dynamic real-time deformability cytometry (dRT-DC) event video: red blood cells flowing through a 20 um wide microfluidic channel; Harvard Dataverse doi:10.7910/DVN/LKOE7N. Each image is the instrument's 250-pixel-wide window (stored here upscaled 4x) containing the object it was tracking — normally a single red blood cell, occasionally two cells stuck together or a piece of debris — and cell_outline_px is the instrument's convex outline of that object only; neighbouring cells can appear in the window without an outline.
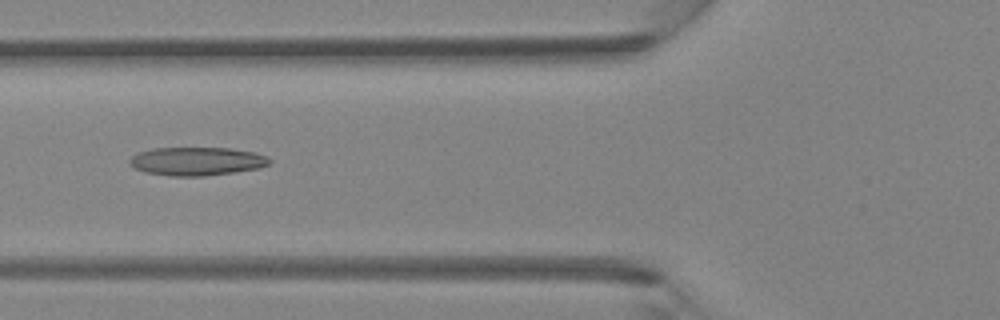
{"species": "Egyptian fruit bat (a non-hibernating species)", "species_latin": "Rousettus aegyptiacus", "temperature_condition": "room temperature", "stored_images_in_passage": 37, "camera_frame_rate_fps": 3000, "um_per_image_px": 0.085, "animal": {"sex": "female"}, "frame": {"image": 1, "passage_image": 10, "time_ms": 3.0, "image_size_px": [1000, 320], "cell_outline_px": [[272, 160], [268, 164], [260, 168], [236, 172], [204, 176], [172, 176], [144, 172], [128, 164], [128, 160], [136, 152], [152, 148], [228, 148], [256, 152], [268, 156]], "centroid_in_image_um": [16.73, 13.7], "position_along_channel_um": 109.1, "area_um2": 23.41}}
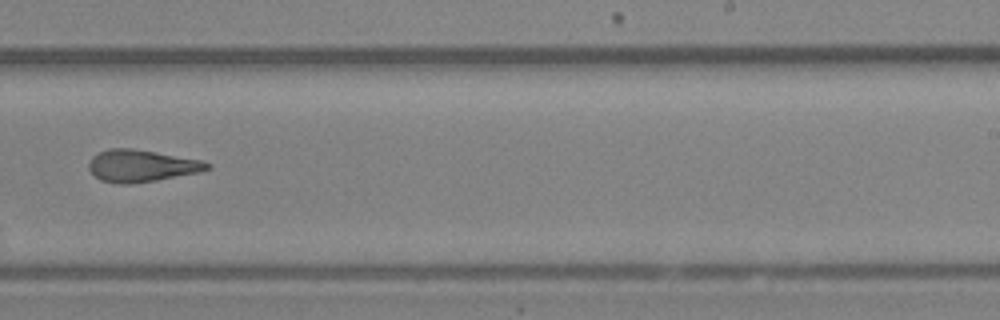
{"frame": {"image": 2, "passage_image": 21, "time_ms": 6.667, "image_size_px": [1000, 320], "cell_outline_px": [[212, 168], [200, 172], [156, 180], [128, 184], [120, 184], [100, 180], [88, 168], [88, 164], [92, 156], [108, 148], [132, 148], [204, 160], [212, 164]], "centroid_in_image_um": [12.06, 14.08], "position_along_channel_um": 276.9, "area_um2": 22.2}}
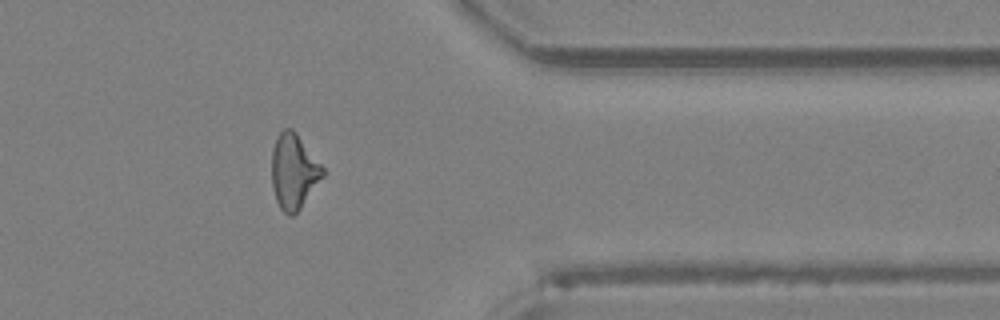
{"frame": {"image": 3, "passage_image": 29, "time_ms": 9.333, "image_size_px": [1000, 320], "cell_outline_px": [[324, 176], [300, 208], [292, 216], [288, 216], [280, 208], [276, 200], [272, 188], [272, 148], [276, 136], [284, 128], [292, 128], [296, 132], [324, 168]], "centroid_in_image_um": [24.95, 14.56], "position_along_channel_um": 386.4, "area_um2": 22.31}}